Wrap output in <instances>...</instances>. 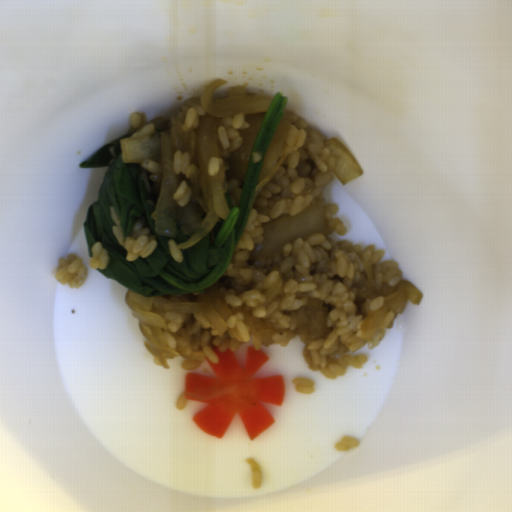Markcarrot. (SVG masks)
<instances>
[{"label": "carrot", "mask_w": 512, "mask_h": 512, "mask_svg": "<svg viewBox=\"0 0 512 512\" xmlns=\"http://www.w3.org/2000/svg\"><path fill=\"white\" fill-rule=\"evenodd\" d=\"M217 363L205 358L214 375L187 373V400L205 403L192 415L206 433L222 439L238 416L249 440L256 439L275 423L265 403L281 405L285 396L284 377L254 378L267 363L268 355L255 346L245 349L243 361L232 349L212 348Z\"/></svg>", "instance_id": "1"}]
</instances>
